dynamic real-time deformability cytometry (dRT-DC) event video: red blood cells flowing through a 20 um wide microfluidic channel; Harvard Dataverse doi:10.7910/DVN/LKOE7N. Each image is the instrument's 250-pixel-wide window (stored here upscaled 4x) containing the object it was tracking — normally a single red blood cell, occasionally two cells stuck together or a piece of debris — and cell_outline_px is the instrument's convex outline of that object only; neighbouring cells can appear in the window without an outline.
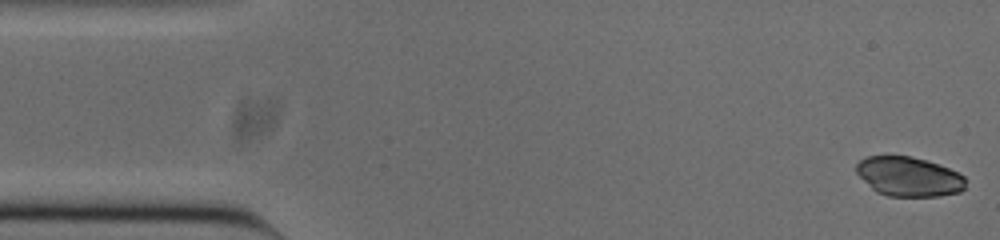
{"species": "common noctule bat (a hibernating species)", "species_latin": "Nyctalus noctula", "temperature_condition": "cold", "stored_images_in_passage": 52, "camera_frame_rate_fps": 3000, "um_per_image_px": 0.085, "animal": {"sex": "male", "body_mass_g": 20.0, "forearm_length_mm": 53.3}, "frame": {"image": 1, "passage_image": 1, "time_ms": 0.0, "image_size_px": [1000, 240], "cell_outline_px": [[964, 188], [960, 192], [940, 196], [888, 196], [876, 192], [856, 172], [856, 164], [864, 156], [912, 156], [948, 168], [964, 176]], "centroid_in_image_um": [77.22, 15.01], "position_along_channel_um": 7.8, "area_um2": 24.91}}